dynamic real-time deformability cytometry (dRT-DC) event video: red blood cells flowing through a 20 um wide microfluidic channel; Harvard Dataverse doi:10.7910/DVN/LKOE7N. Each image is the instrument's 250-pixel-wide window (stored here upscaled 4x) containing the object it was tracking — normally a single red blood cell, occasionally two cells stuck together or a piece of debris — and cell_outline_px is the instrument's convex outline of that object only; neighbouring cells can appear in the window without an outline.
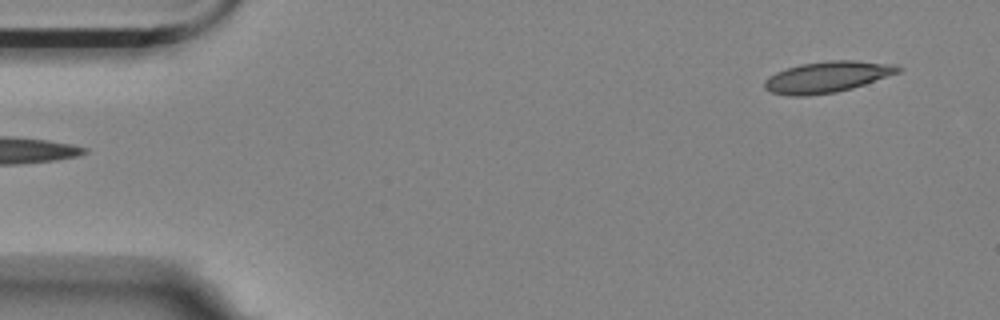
{"species": "Egyptian fruit bat (a non-hibernating species)", "species_latin": "Rousettus aegyptiacus", "temperature_condition": "room temperature", "stored_images_in_passage": 53, "camera_frame_rate_fps": 3000, "um_per_image_px": 0.085, "animal": {"sex": "female"}, "frame": {"image": 1, "passage_image": 1, "time_ms": 0.0, "image_size_px": [1000, 320], "cell_outline_px": [[904, 68], [900, 72], [852, 88], [836, 92], [804, 96], [788, 96], [772, 92], [764, 88], [764, 80], [768, 76], [776, 72], [800, 64], [828, 60], [852, 60], [896, 64]], "centroid_in_image_um": [70.31, 6.53], "position_along_channel_um": 14.7, "area_um2": 24.28}}
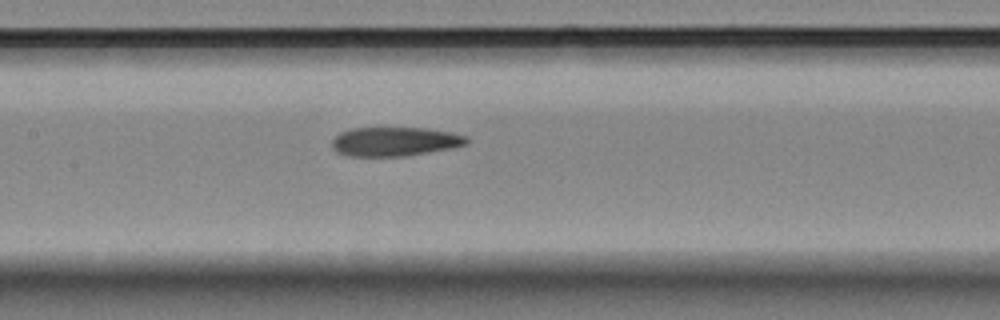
{"frame": {"image": 2, "passage_image": 23, "time_ms": 7.333, "image_size_px": [1000, 320], "cell_outline_px": [[468, 144], [452, 148], [404, 156], [348, 156], [336, 152], [332, 148], [332, 140], [340, 132], [352, 128], [424, 128], [452, 132], [468, 136]], "centroid_in_image_um": [33.56, 12.03], "position_along_channel_um": 173.8, "area_um2": 22.89}}
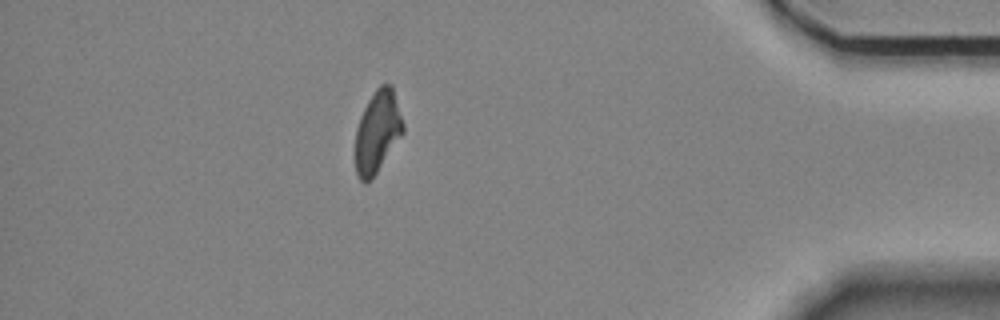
{"frame": {"image": 3, "passage_image": 46, "time_ms": 15.0, "image_size_px": [1000, 320], "cell_outline_px": [[404, 132], [376, 172], [364, 184], [356, 176], [356, 128], [360, 116], [368, 100], [376, 88], [380, 84], [392, 84], [404, 124]], "centroid_in_image_um": [32.09, 11.15], "position_along_channel_um": 403.1, "area_um2": 22.6}}